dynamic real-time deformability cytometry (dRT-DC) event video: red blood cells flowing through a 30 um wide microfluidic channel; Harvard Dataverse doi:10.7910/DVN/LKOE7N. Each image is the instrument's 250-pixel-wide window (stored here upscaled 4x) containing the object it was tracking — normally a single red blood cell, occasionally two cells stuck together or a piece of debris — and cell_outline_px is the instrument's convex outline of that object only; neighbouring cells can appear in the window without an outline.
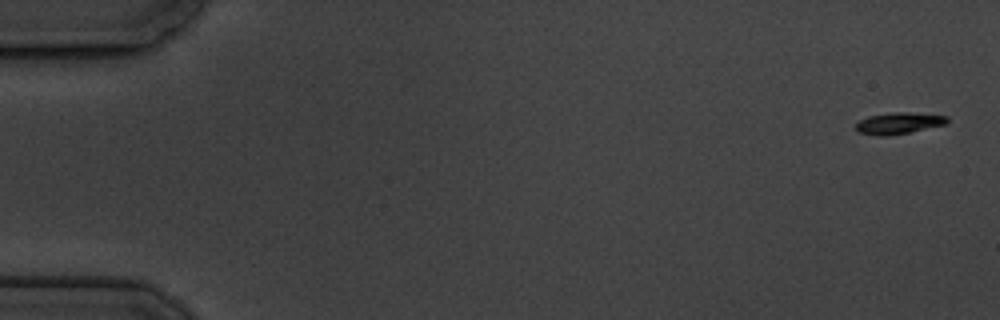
{"species": "common noctule bat (a hibernating species)", "species_latin": "Nyctalus noctula", "temperature_condition": "cold", "stored_images_in_passage": 8, "camera_frame_rate_fps": 3000, "um_per_image_px": 0.085, "animal": {"sex": "male", "body_mass_g": 19.5, "forearm_length_mm": 54.6}, "frame": {"image": 1, "passage_image": 1, "time_ms": 0.0, "image_size_px": [1000, 320], "cell_outline_px": [[948, 124], [888, 136], [880, 136], [856, 132], [856, 124], [860, 120], [868, 116], [896, 112], [908, 112], [948, 116]], "centroid_in_image_um": [76.39, 10.47], "position_along_channel_um": 8.6, "area_um2": 11.39}}
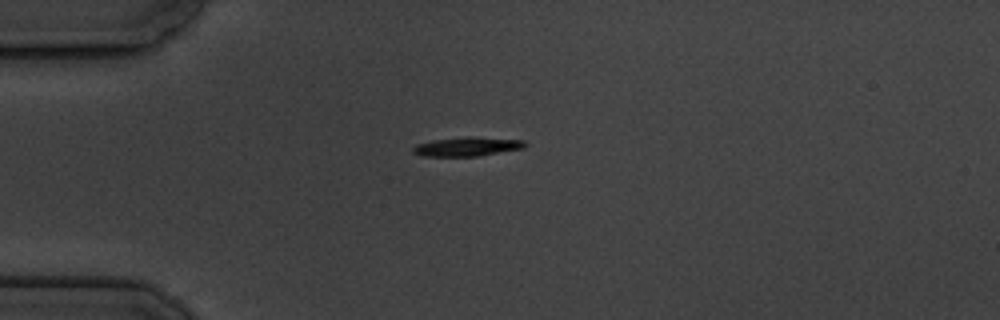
{"frame": {"image": 2, "passage_image": 5, "time_ms": 4.667, "image_size_px": [1000, 320], "cell_outline_px": [[528, 144], [524, 148], [480, 156], [424, 156], [412, 152], [412, 148], [416, 144], [432, 140], [524, 140]], "centroid_in_image_um": [39.65, 12.53], "position_along_channel_um": 45.3, "area_um2": 11.21}}
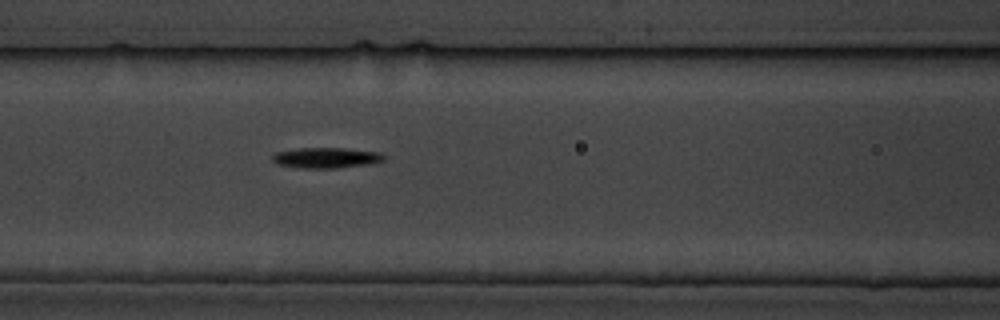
{"frame": {"image": 3, "passage_image": 8, "time_ms": 8.0, "image_size_px": [1000, 320], "cell_outline_px": [[384, 160], [368, 164], [336, 168], [300, 168], [276, 164], [272, 160], [272, 156], [276, 152], [300, 148], [344, 148], [380, 152], [384, 156]], "centroid_in_image_um": [27.7, 13.41], "position_along_channel_um": 138.9, "area_um2": 13.29}}